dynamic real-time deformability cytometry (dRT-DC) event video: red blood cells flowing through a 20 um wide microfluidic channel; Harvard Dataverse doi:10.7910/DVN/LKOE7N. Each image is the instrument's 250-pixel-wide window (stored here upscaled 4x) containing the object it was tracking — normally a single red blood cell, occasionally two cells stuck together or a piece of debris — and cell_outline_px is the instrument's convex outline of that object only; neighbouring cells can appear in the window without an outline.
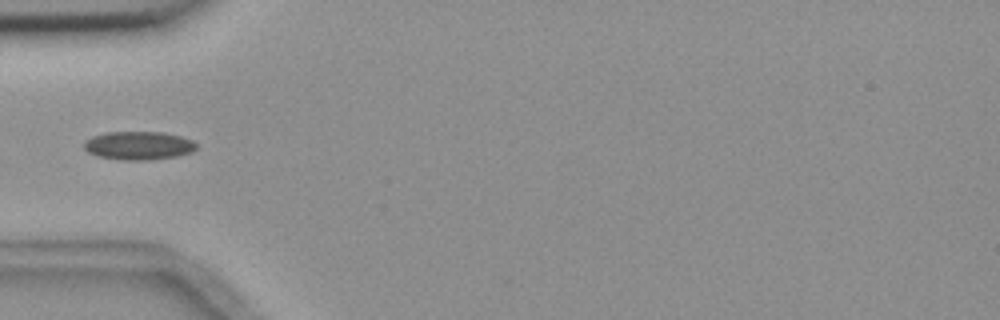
{"species": "common noctule bat (a hibernating species)", "species_latin": "Nyctalus noctula", "temperature_condition": "room temperature", "stored_images_in_passage": 4, "camera_frame_rate_fps": 3000, "um_per_image_px": 0.085, "animal": {"sex": "female", "body_mass_g": 18.4}, "frame": {"image": 1, "passage_image": 4, "time_ms": 4.333, "image_size_px": [1000, 320], "cell_outline_px": [[196, 148], [192, 152], [176, 156], [148, 160], [124, 160], [100, 156], [88, 152], [84, 148], [84, 140], [92, 136], [108, 132], [164, 132], [180, 136], [192, 140], [196, 144]], "centroid_in_image_um": [11.78, 12.36], "position_along_channel_um": 73.2, "area_um2": 18.5}}